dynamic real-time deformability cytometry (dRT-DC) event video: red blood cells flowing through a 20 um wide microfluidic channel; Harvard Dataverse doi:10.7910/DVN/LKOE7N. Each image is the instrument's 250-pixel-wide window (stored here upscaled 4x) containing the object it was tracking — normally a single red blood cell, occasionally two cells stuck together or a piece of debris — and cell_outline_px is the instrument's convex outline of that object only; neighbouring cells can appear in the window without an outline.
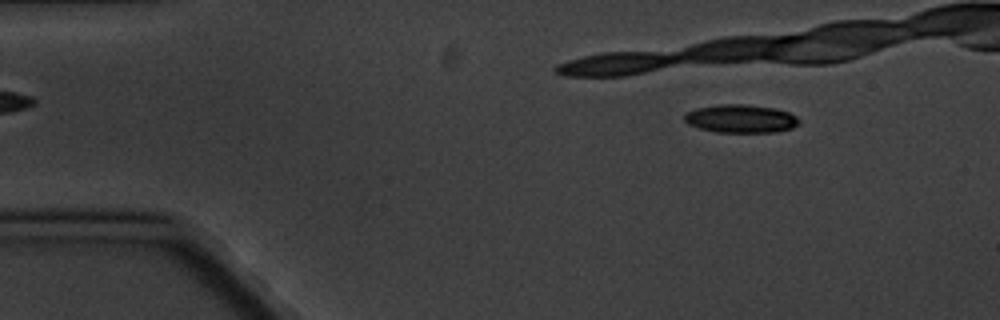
{"species": "common noctule bat (a hibernating species)", "species_latin": "Nyctalus noctula", "temperature_condition": "cold", "stored_images_in_passage": 7, "camera_frame_rate_fps": 3000, "um_per_image_px": 0.085, "animal": {"sex": "male", "body_mass_g": 20.1, "forearm_length_mm": 53.5}, "frame": {"image": 1, "passage_image": 2, "time_ms": 1.333, "image_size_px": [1000, 320], "cell_outline_px": [[800, 124], [792, 128], [776, 132], [716, 132], [700, 128], [688, 124], [684, 120], [684, 116], [688, 112], [696, 108], [720, 104], [748, 104], [776, 108], [788, 112], [796, 116], [800, 120]], "centroid_in_image_um": [63.0, 10.08], "position_along_channel_um": 22.0, "area_um2": 18.96}}